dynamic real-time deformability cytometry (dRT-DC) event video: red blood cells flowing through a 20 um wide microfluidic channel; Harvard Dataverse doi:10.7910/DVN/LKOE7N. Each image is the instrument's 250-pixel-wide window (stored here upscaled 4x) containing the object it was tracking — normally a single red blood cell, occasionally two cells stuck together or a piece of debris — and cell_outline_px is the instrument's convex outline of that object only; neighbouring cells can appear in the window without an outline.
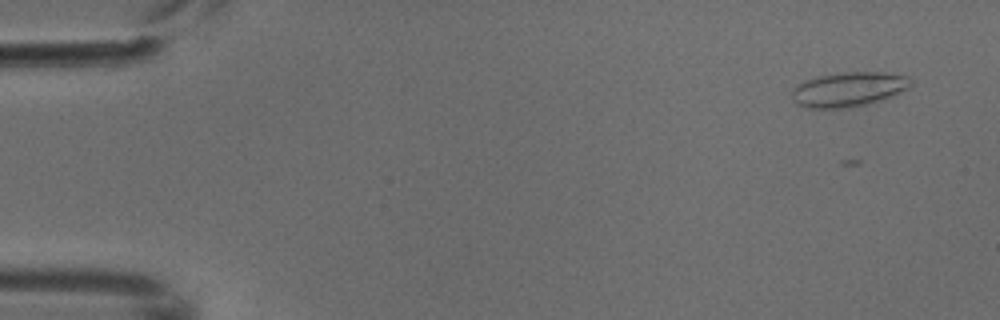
{"species": "common noctule bat (a hibernating species)", "species_latin": "Nyctalus noctula", "temperature_condition": "cold", "stored_images_in_passage": 4, "camera_frame_rate_fps": 3000, "um_per_image_px": 0.085, "animal": {"sex": "male", "body_mass_g": 18.8}, "frame": {"image": 1, "passage_image": 1, "time_ms": 0.0, "image_size_px": [1000, 320], "cell_outline_px": [[912, 84], [908, 88], [892, 96], [868, 104], [844, 108], [804, 108], [796, 104], [792, 96], [792, 88], [796, 84], [820, 76], [844, 72], [884, 72], [908, 76], [912, 80]], "centroid_in_image_um": [72.13, 7.6], "position_along_channel_um": 12.9, "area_um2": 23.99}}